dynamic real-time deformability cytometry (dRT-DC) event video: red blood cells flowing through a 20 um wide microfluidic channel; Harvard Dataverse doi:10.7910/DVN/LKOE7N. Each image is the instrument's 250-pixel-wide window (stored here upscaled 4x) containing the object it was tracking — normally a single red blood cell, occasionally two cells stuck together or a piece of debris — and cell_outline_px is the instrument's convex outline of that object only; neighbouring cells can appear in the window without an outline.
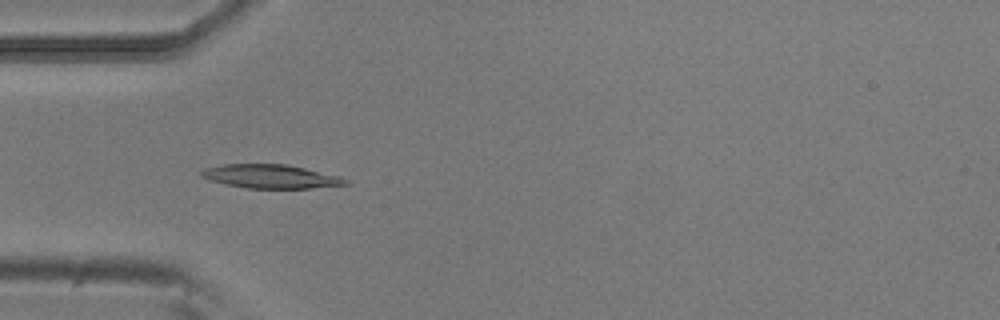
{"species": "common noctule bat (a hibernating species)", "species_latin": "Nyctalus noctula", "temperature_condition": "room temperature", "stored_images_in_passage": 53, "camera_frame_rate_fps": 3000, "um_per_image_px": 0.085, "animal": {"sex": "male", "body_mass_g": 20.5, "forearm_length_mm": 52.5}, "frame": {"image": 1, "passage_image": 16, "time_ms": 5.0, "image_size_px": [1000, 320], "cell_outline_px": [[352, 184], [308, 188], [248, 188], [228, 184], [212, 180], [200, 176], [200, 172], [204, 168], [224, 164], [284, 164], [304, 168], [336, 176], [348, 180]], "centroid_in_image_um": [23.0, 14.99], "position_along_channel_um": 62.0, "area_um2": 19.54}}
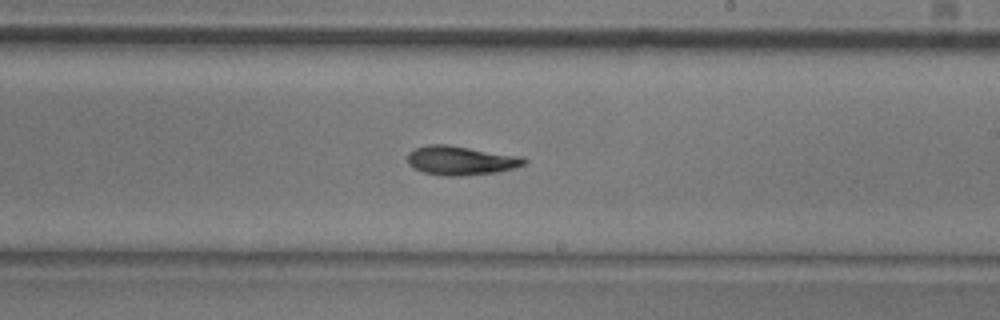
{"frame": {"image": 2, "passage_image": 31, "time_ms": 10.0, "image_size_px": [1000, 320], "cell_outline_px": [[528, 160], [524, 164], [512, 168], [496, 172], [460, 176], [444, 176], [424, 172], [412, 168], [408, 164], [408, 152], [416, 148], [428, 144], [448, 144], [524, 156]], "centroid_in_image_um": [39.17, 13.63], "position_along_channel_um": 249.8, "area_um2": 19.94}}
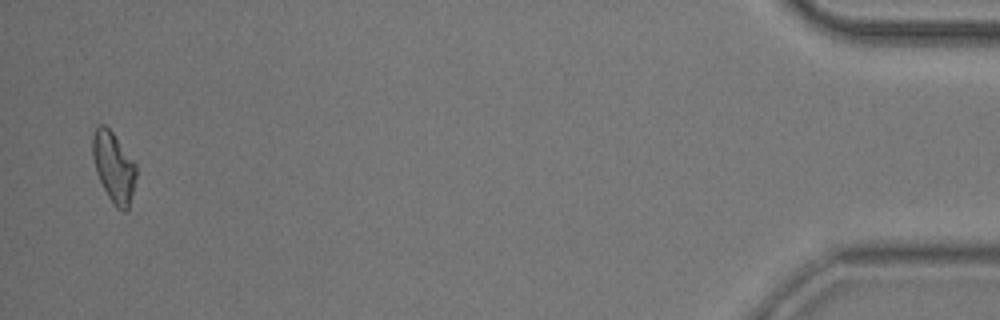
{"frame": {"image": 3, "passage_image": 52, "time_ms": 17.0, "image_size_px": [1000, 320], "cell_outline_px": [[136, 176], [128, 212], [124, 212], [116, 208], [112, 204], [96, 172], [92, 156], [92, 136], [96, 128], [100, 124], [104, 124], [112, 132], [136, 164]], "centroid_in_image_um": [9.66, 14.23], "position_along_channel_um": 425.5, "area_um2": 17.8}, "authors_computed_cell_mechanics": {"area_um2": 19.1318, "velocity_mm_per_s": 3.7652, "shape_relaxation_time_tau1_ms": 5.4599, "shape_relaxation_time_tau2_ms": null, "deformation_change_tau1": 0.1604, "deformation_change_tau2": null}}